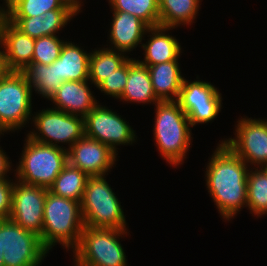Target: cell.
Instances as JSON below:
<instances>
[{"mask_svg": "<svg viewBox=\"0 0 267 266\" xmlns=\"http://www.w3.org/2000/svg\"><path fill=\"white\" fill-rule=\"evenodd\" d=\"M220 143L206 166L205 177L221 217L228 221L246 207L249 165L224 142Z\"/></svg>", "mask_w": 267, "mask_h": 266, "instance_id": "obj_1", "label": "cell"}, {"mask_svg": "<svg viewBox=\"0 0 267 266\" xmlns=\"http://www.w3.org/2000/svg\"><path fill=\"white\" fill-rule=\"evenodd\" d=\"M84 227L80 202L60 197L48 190L40 236L42 245L48 251L57 245L56 243L62 244L68 250L74 249Z\"/></svg>", "mask_w": 267, "mask_h": 266, "instance_id": "obj_2", "label": "cell"}, {"mask_svg": "<svg viewBox=\"0 0 267 266\" xmlns=\"http://www.w3.org/2000/svg\"><path fill=\"white\" fill-rule=\"evenodd\" d=\"M155 105L153 132L158 151L172 166L181 165L191 144L189 119L177 101H160Z\"/></svg>", "mask_w": 267, "mask_h": 266, "instance_id": "obj_3", "label": "cell"}, {"mask_svg": "<svg viewBox=\"0 0 267 266\" xmlns=\"http://www.w3.org/2000/svg\"><path fill=\"white\" fill-rule=\"evenodd\" d=\"M24 150L15 170L16 180L48 188L68 163V151L26 136Z\"/></svg>", "mask_w": 267, "mask_h": 266, "instance_id": "obj_4", "label": "cell"}, {"mask_svg": "<svg viewBox=\"0 0 267 266\" xmlns=\"http://www.w3.org/2000/svg\"><path fill=\"white\" fill-rule=\"evenodd\" d=\"M103 176H89L81 200L84 226L127 230L121 203Z\"/></svg>", "mask_w": 267, "mask_h": 266, "instance_id": "obj_5", "label": "cell"}, {"mask_svg": "<svg viewBox=\"0 0 267 266\" xmlns=\"http://www.w3.org/2000/svg\"><path fill=\"white\" fill-rule=\"evenodd\" d=\"M127 230L90 228L82 230L78 245L73 249L75 266H127L120 238Z\"/></svg>", "mask_w": 267, "mask_h": 266, "instance_id": "obj_6", "label": "cell"}, {"mask_svg": "<svg viewBox=\"0 0 267 266\" xmlns=\"http://www.w3.org/2000/svg\"><path fill=\"white\" fill-rule=\"evenodd\" d=\"M32 89L22 71H8L0 77V128L22 129L31 119Z\"/></svg>", "mask_w": 267, "mask_h": 266, "instance_id": "obj_7", "label": "cell"}, {"mask_svg": "<svg viewBox=\"0 0 267 266\" xmlns=\"http://www.w3.org/2000/svg\"><path fill=\"white\" fill-rule=\"evenodd\" d=\"M0 246L4 266H39L49 253L39 235L11 219L0 220Z\"/></svg>", "mask_w": 267, "mask_h": 266, "instance_id": "obj_8", "label": "cell"}, {"mask_svg": "<svg viewBox=\"0 0 267 266\" xmlns=\"http://www.w3.org/2000/svg\"><path fill=\"white\" fill-rule=\"evenodd\" d=\"M32 121L37 132L33 129L27 134L31 139L63 149L65 147L58 144L69 143L67 151L84 136V118L57 109H43L33 116Z\"/></svg>", "mask_w": 267, "mask_h": 266, "instance_id": "obj_9", "label": "cell"}, {"mask_svg": "<svg viewBox=\"0 0 267 266\" xmlns=\"http://www.w3.org/2000/svg\"><path fill=\"white\" fill-rule=\"evenodd\" d=\"M177 102L186 113L190 126L194 127L198 123H208L217 118L222 107V96L209 82H189L184 78Z\"/></svg>", "mask_w": 267, "mask_h": 266, "instance_id": "obj_10", "label": "cell"}, {"mask_svg": "<svg viewBox=\"0 0 267 266\" xmlns=\"http://www.w3.org/2000/svg\"><path fill=\"white\" fill-rule=\"evenodd\" d=\"M84 135L108 145L115 153L117 146L136 141L135 131L116 112L99 103L84 117Z\"/></svg>", "mask_w": 267, "mask_h": 266, "instance_id": "obj_11", "label": "cell"}, {"mask_svg": "<svg viewBox=\"0 0 267 266\" xmlns=\"http://www.w3.org/2000/svg\"><path fill=\"white\" fill-rule=\"evenodd\" d=\"M237 122L236 137L222 142L247 165L267 167V120L246 117Z\"/></svg>", "mask_w": 267, "mask_h": 266, "instance_id": "obj_12", "label": "cell"}, {"mask_svg": "<svg viewBox=\"0 0 267 266\" xmlns=\"http://www.w3.org/2000/svg\"><path fill=\"white\" fill-rule=\"evenodd\" d=\"M47 191L48 188L24 184L15 180L9 219L25 230L41 236Z\"/></svg>", "mask_w": 267, "mask_h": 266, "instance_id": "obj_13", "label": "cell"}, {"mask_svg": "<svg viewBox=\"0 0 267 266\" xmlns=\"http://www.w3.org/2000/svg\"><path fill=\"white\" fill-rule=\"evenodd\" d=\"M117 155L108 145L84 135L68 150V162L88 176H103L114 167Z\"/></svg>", "mask_w": 267, "mask_h": 266, "instance_id": "obj_14", "label": "cell"}, {"mask_svg": "<svg viewBox=\"0 0 267 266\" xmlns=\"http://www.w3.org/2000/svg\"><path fill=\"white\" fill-rule=\"evenodd\" d=\"M0 40L9 71H22L32 63L35 38L22 33L3 15L0 16Z\"/></svg>", "mask_w": 267, "mask_h": 266, "instance_id": "obj_15", "label": "cell"}, {"mask_svg": "<svg viewBox=\"0 0 267 266\" xmlns=\"http://www.w3.org/2000/svg\"><path fill=\"white\" fill-rule=\"evenodd\" d=\"M113 19L109 38L112 48L116 51L128 53L142 44L143 36L150 28L145 22L138 17L124 11H112Z\"/></svg>", "mask_w": 267, "mask_h": 266, "instance_id": "obj_16", "label": "cell"}, {"mask_svg": "<svg viewBox=\"0 0 267 266\" xmlns=\"http://www.w3.org/2000/svg\"><path fill=\"white\" fill-rule=\"evenodd\" d=\"M88 81H65L50 99L57 109L84 118L98 103Z\"/></svg>", "mask_w": 267, "mask_h": 266, "instance_id": "obj_17", "label": "cell"}, {"mask_svg": "<svg viewBox=\"0 0 267 266\" xmlns=\"http://www.w3.org/2000/svg\"><path fill=\"white\" fill-rule=\"evenodd\" d=\"M79 12L76 9H54L35 17H5L31 38L56 35Z\"/></svg>", "mask_w": 267, "mask_h": 266, "instance_id": "obj_18", "label": "cell"}, {"mask_svg": "<svg viewBox=\"0 0 267 266\" xmlns=\"http://www.w3.org/2000/svg\"><path fill=\"white\" fill-rule=\"evenodd\" d=\"M170 29L175 28L157 26L150 27L147 30L146 33L150 34V38L148 42L140 45L145 52V56L144 61L137 60L139 63L145 66H151L180 58L179 56L182 52L179 42L175 37L165 33Z\"/></svg>", "mask_w": 267, "mask_h": 266, "instance_id": "obj_19", "label": "cell"}, {"mask_svg": "<svg viewBox=\"0 0 267 266\" xmlns=\"http://www.w3.org/2000/svg\"><path fill=\"white\" fill-rule=\"evenodd\" d=\"M152 87L160 101H177L184 77L178 60L147 66Z\"/></svg>", "mask_w": 267, "mask_h": 266, "instance_id": "obj_20", "label": "cell"}, {"mask_svg": "<svg viewBox=\"0 0 267 266\" xmlns=\"http://www.w3.org/2000/svg\"><path fill=\"white\" fill-rule=\"evenodd\" d=\"M120 100L124 103H153L160 100L156 97L147 66L136 59L129 58V71L125 88Z\"/></svg>", "mask_w": 267, "mask_h": 266, "instance_id": "obj_21", "label": "cell"}, {"mask_svg": "<svg viewBox=\"0 0 267 266\" xmlns=\"http://www.w3.org/2000/svg\"><path fill=\"white\" fill-rule=\"evenodd\" d=\"M86 52L79 45L66 41L57 58L58 79L63 82L89 80L91 53Z\"/></svg>", "mask_w": 267, "mask_h": 266, "instance_id": "obj_22", "label": "cell"}, {"mask_svg": "<svg viewBox=\"0 0 267 266\" xmlns=\"http://www.w3.org/2000/svg\"><path fill=\"white\" fill-rule=\"evenodd\" d=\"M201 0H159V26L176 28L191 24Z\"/></svg>", "mask_w": 267, "mask_h": 266, "instance_id": "obj_23", "label": "cell"}, {"mask_svg": "<svg viewBox=\"0 0 267 266\" xmlns=\"http://www.w3.org/2000/svg\"><path fill=\"white\" fill-rule=\"evenodd\" d=\"M31 89L37 94L50 100L58 88L62 85V79H58L57 59L50 65L30 63L22 70Z\"/></svg>", "mask_w": 267, "mask_h": 266, "instance_id": "obj_24", "label": "cell"}, {"mask_svg": "<svg viewBox=\"0 0 267 266\" xmlns=\"http://www.w3.org/2000/svg\"><path fill=\"white\" fill-rule=\"evenodd\" d=\"M89 82L98 87L114 70L121 67L128 59L124 52L102 48L90 52Z\"/></svg>", "mask_w": 267, "mask_h": 266, "instance_id": "obj_25", "label": "cell"}, {"mask_svg": "<svg viewBox=\"0 0 267 266\" xmlns=\"http://www.w3.org/2000/svg\"><path fill=\"white\" fill-rule=\"evenodd\" d=\"M88 177L68 162L48 190L60 197L81 203Z\"/></svg>", "mask_w": 267, "mask_h": 266, "instance_id": "obj_26", "label": "cell"}, {"mask_svg": "<svg viewBox=\"0 0 267 266\" xmlns=\"http://www.w3.org/2000/svg\"><path fill=\"white\" fill-rule=\"evenodd\" d=\"M54 9L75 8L65 0H10L2 8V15L4 17H35Z\"/></svg>", "mask_w": 267, "mask_h": 266, "instance_id": "obj_27", "label": "cell"}, {"mask_svg": "<svg viewBox=\"0 0 267 266\" xmlns=\"http://www.w3.org/2000/svg\"><path fill=\"white\" fill-rule=\"evenodd\" d=\"M253 169L247 175L246 207L258 217L267 214V167Z\"/></svg>", "mask_w": 267, "mask_h": 266, "instance_id": "obj_28", "label": "cell"}, {"mask_svg": "<svg viewBox=\"0 0 267 266\" xmlns=\"http://www.w3.org/2000/svg\"><path fill=\"white\" fill-rule=\"evenodd\" d=\"M112 11H124L138 17L149 27L159 26V0H108Z\"/></svg>", "mask_w": 267, "mask_h": 266, "instance_id": "obj_29", "label": "cell"}, {"mask_svg": "<svg viewBox=\"0 0 267 266\" xmlns=\"http://www.w3.org/2000/svg\"><path fill=\"white\" fill-rule=\"evenodd\" d=\"M66 41L57 35L42 36L35 39L32 63L52 64L60 56L62 46Z\"/></svg>", "mask_w": 267, "mask_h": 266, "instance_id": "obj_30", "label": "cell"}, {"mask_svg": "<svg viewBox=\"0 0 267 266\" xmlns=\"http://www.w3.org/2000/svg\"><path fill=\"white\" fill-rule=\"evenodd\" d=\"M129 71V59L117 70L106 77V79L97 87L102 93L120 99L127 83Z\"/></svg>", "mask_w": 267, "mask_h": 266, "instance_id": "obj_31", "label": "cell"}, {"mask_svg": "<svg viewBox=\"0 0 267 266\" xmlns=\"http://www.w3.org/2000/svg\"><path fill=\"white\" fill-rule=\"evenodd\" d=\"M14 181L5 178L0 180V220L9 219L12 210Z\"/></svg>", "mask_w": 267, "mask_h": 266, "instance_id": "obj_32", "label": "cell"}, {"mask_svg": "<svg viewBox=\"0 0 267 266\" xmlns=\"http://www.w3.org/2000/svg\"><path fill=\"white\" fill-rule=\"evenodd\" d=\"M11 163L6 153L0 147V180L5 179L11 169ZM6 176V177H5Z\"/></svg>", "mask_w": 267, "mask_h": 266, "instance_id": "obj_33", "label": "cell"}, {"mask_svg": "<svg viewBox=\"0 0 267 266\" xmlns=\"http://www.w3.org/2000/svg\"><path fill=\"white\" fill-rule=\"evenodd\" d=\"M2 47L3 44L1 43L0 40V77L5 75L9 71L5 64L4 50L3 51L1 50Z\"/></svg>", "mask_w": 267, "mask_h": 266, "instance_id": "obj_34", "label": "cell"}, {"mask_svg": "<svg viewBox=\"0 0 267 266\" xmlns=\"http://www.w3.org/2000/svg\"><path fill=\"white\" fill-rule=\"evenodd\" d=\"M68 4L72 5L78 12L81 10V1L80 0H65Z\"/></svg>", "mask_w": 267, "mask_h": 266, "instance_id": "obj_35", "label": "cell"}, {"mask_svg": "<svg viewBox=\"0 0 267 266\" xmlns=\"http://www.w3.org/2000/svg\"><path fill=\"white\" fill-rule=\"evenodd\" d=\"M0 266H4L3 251L1 250V246H0Z\"/></svg>", "mask_w": 267, "mask_h": 266, "instance_id": "obj_36", "label": "cell"}, {"mask_svg": "<svg viewBox=\"0 0 267 266\" xmlns=\"http://www.w3.org/2000/svg\"><path fill=\"white\" fill-rule=\"evenodd\" d=\"M4 135V131L0 128V135Z\"/></svg>", "mask_w": 267, "mask_h": 266, "instance_id": "obj_37", "label": "cell"}, {"mask_svg": "<svg viewBox=\"0 0 267 266\" xmlns=\"http://www.w3.org/2000/svg\"><path fill=\"white\" fill-rule=\"evenodd\" d=\"M4 1H5L4 3H6L4 5L6 6L10 0H4Z\"/></svg>", "mask_w": 267, "mask_h": 266, "instance_id": "obj_38", "label": "cell"}, {"mask_svg": "<svg viewBox=\"0 0 267 266\" xmlns=\"http://www.w3.org/2000/svg\"><path fill=\"white\" fill-rule=\"evenodd\" d=\"M2 15V8L0 7V16Z\"/></svg>", "mask_w": 267, "mask_h": 266, "instance_id": "obj_39", "label": "cell"}]
</instances>
